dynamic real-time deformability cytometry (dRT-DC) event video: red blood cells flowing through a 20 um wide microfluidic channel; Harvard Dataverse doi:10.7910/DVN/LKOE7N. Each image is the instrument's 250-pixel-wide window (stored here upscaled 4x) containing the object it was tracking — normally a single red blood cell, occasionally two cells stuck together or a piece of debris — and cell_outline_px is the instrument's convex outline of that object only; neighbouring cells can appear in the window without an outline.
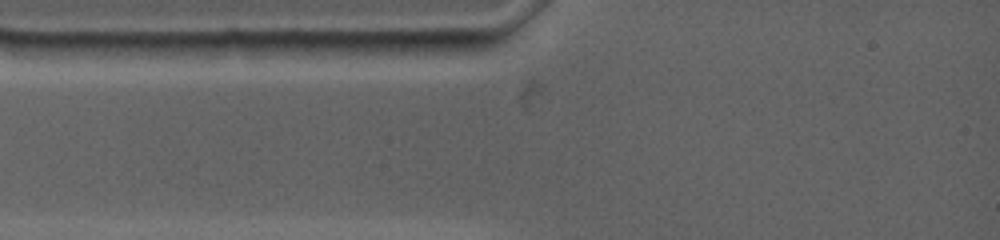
{"species": "common noctule bat (a hibernating species)", "species_latin": "Nyctalus noctula", "temperature_condition": "warm", "stored_images_in_passage": 1, "camera_frame_rate_fps": 4500, "um_per_image_px": 0.085, "animal": {"sex": "female", "body_mass_g": 19.0, "forearm_length_mm": 53.3}, "frame": {"image": 1, "passage_image": 1, "time_ms": 0.0, "image_size_px": [1000, 240], "cell_outline_px": [[500, 40], [496, 44], [484, 48], [452, 56], [416, 56], [348, 52], [340, 44], [340, 40]], "centroid_in_image_um": [35.37, 3.99], "position_along_channel_um": 49.6, "area_um2": 14.85}}